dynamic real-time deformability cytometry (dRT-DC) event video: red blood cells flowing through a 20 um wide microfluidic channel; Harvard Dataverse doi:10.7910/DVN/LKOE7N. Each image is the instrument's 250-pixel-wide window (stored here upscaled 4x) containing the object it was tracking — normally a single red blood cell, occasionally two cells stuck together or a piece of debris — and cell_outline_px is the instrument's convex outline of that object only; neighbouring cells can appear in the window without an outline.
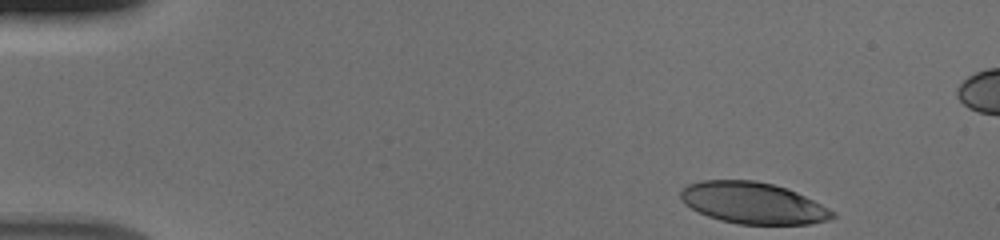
{"species": "human", "species_latin": "Homo sapiens", "temperature_condition": "cold", "stored_images_in_passage": 42, "camera_frame_rate_fps": 3000, "um_per_image_px": 0.085, "donor": {"sex": "male"}, "frame": {"image": 1, "passage_image": 1, "time_ms": 0.0, "image_size_px": [1000, 240], "cell_outline_px": [[836, 216], [828, 220], [812, 224], [736, 224], [720, 220], [708, 216], [684, 204], [680, 200], [680, 192], [688, 184], [700, 180], [756, 180], [788, 188], [836, 212]], "centroid_in_image_um": [64.0, 17.25], "position_along_channel_um": 21.0, "area_um2": 36.7}}
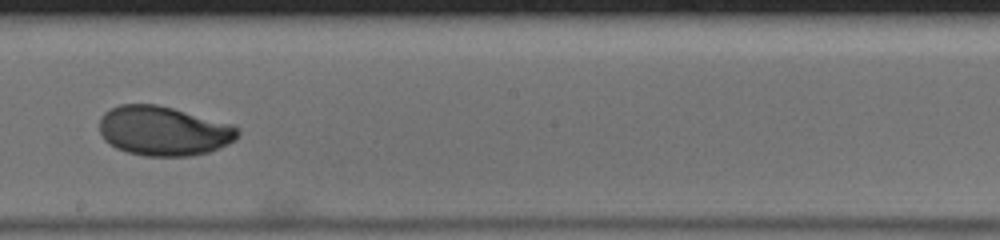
{"frame": {"image": 2, "passage_image": 26, "time_ms": 8.333, "image_size_px": [1000, 240], "cell_outline_px": [[240, 132], [236, 140], [220, 148], [208, 152], [192, 156], [144, 156], [128, 152], [116, 148], [104, 140], [100, 132], [100, 116], [104, 112], [120, 104], [156, 104], [172, 108], [232, 124], [240, 128]], "centroid_in_image_um": [13.91, 11.13], "position_along_channel_um": 234.3, "area_um2": 40.06}}
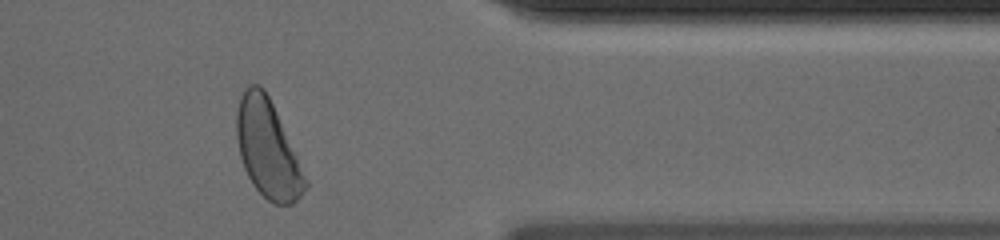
{"frame": {"image": 3, "passage_image": 39, "time_ms": 12.667, "image_size_px": [1000, 240], "cell_outline_px": [[308, 184], [300, 196], [292, 204], [272, 204], [252, 184], [244, 168], [240, 156], [236, 136], [236, 112], [240, 96], [244, 88], [248, 84], [260, 84], [264, 88], [272, 104], [308, 180]], "centroid_in_image_um": [22.73, 12.65], "position_along_channel_um": 388.7, "area_um2": 38.73}}